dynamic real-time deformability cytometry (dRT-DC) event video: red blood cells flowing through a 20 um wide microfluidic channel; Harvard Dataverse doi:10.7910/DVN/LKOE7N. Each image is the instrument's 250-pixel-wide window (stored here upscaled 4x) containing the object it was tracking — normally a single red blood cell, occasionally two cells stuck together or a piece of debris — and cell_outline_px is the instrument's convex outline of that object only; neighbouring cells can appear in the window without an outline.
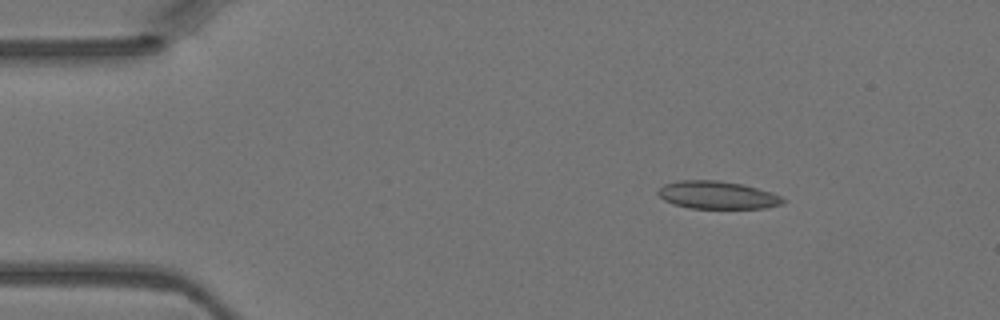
{"species": "Egyptian fruit bat (a non-hibernating species)", "species_latin": "Rousettus aegyptiacus", "temperature_condition": "warm", "stored_images_in_passage": 2, "camera_frame_rate_fps": 3000, "um_per_image_px": 0.085, "animal": {"sex": "female"}, "frame": {"image": 1, "passage_image": 1, "time_ms": 0.0, "image_size_px": [1000, 320], "cell_outline_px": [[788, 200], [784, 204], [764, 208], [688, 208], [672, 204], [664, 200], [656, 192], [664, 184], [680, 180], [716, 180], [744, 184], [772, 192]], "centroid_in_image_um": [61.0, 16.58], "position_along_channel_um": 24.0, "area_um2": 20.4}}